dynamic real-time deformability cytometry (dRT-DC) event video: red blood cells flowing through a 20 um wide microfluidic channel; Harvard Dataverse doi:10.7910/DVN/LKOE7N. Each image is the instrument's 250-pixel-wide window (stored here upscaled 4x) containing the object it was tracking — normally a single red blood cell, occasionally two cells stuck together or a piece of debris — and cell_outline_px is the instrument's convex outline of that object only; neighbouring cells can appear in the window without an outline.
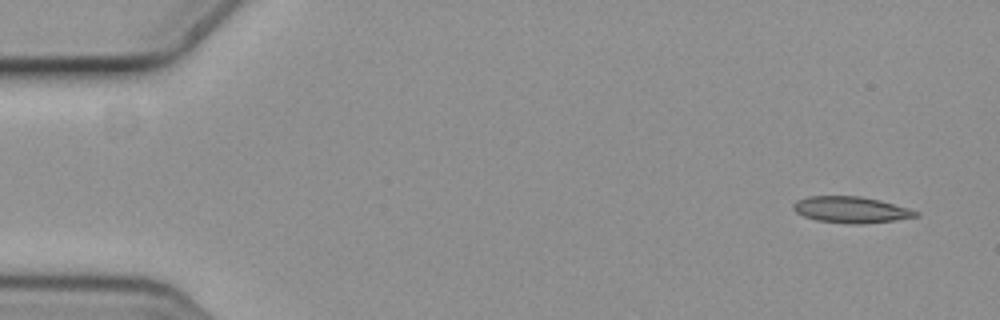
{"species": "common noctule bat (a hibernating species)", "species_latin": "Nyctalus noctula", "temperature_condition": "cold", "stored_images_in_passage": 7, "camera_frame_rate_fps": 3000, "um_per_image_px": 0.085, "animal": {"sex": "female", "body_mass_g": 19.3, "forearm_length_mm": 54.1}, "frame": {"image": 1, "passage_image": 1, "time_ms": 0.0, "image_size_px": [1000, 320], "cell_outline_px": [[920, 216], [896, 220], [860, 224], [852, 224], [816, 220], [804, 216], [796, 212], [792, 208], [792, 204], [796, 200], [808, 196], [860, 196], [880, 200], [908, 208], [920, 212]], "centroid_in_image_um": [72.34, 17.82], "position_along_channel_um": 12.7, "area_um2": 18.84}}
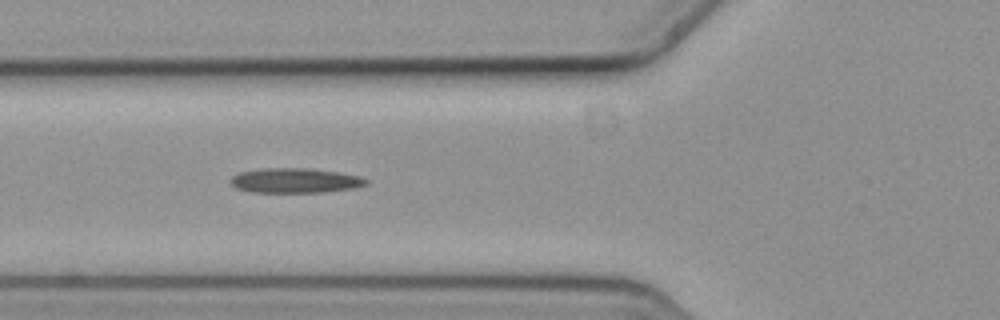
{"frame": {"image": 2, "passage_image": 6, "time_ms": 1.667, "image_size_px": [1000, 320], "cell_outline_px": [[368, 184], [356, 188], [324, 192], [252, 192], [236, 188], [228, 180], [232, 176], [240, 172], [264, 168], [308, 168], [340, 172], [360, 176], [368, 180]], "centroid_in_image_um": [25.11, 15.34], "position_along_channel_um": 100.7, "area_um2": 19.71}}